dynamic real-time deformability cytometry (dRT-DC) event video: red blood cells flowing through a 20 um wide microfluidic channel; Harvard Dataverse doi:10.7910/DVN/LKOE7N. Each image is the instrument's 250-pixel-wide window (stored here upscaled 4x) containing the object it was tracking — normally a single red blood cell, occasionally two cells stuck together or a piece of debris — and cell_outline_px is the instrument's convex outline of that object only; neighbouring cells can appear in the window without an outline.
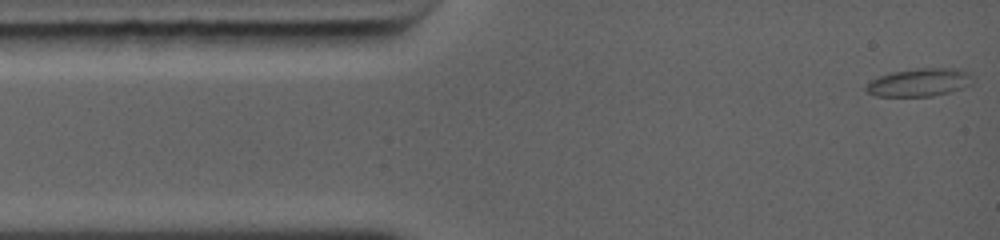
{"species": "common noctule bat (a hibernating species)", "species_latin": "Nyctalus noctula", "temperature_condition": "warm", "stored_images_in_passage": 58, "camera_frame_rate_fps": 5000, "um_per_image_px": 0.085, "animal": {"sex": "female", "body_mass_g": 19.0, "forearm_length_mm": 56.7}, "frame": {"image": 1, "passage_image": 1, "time_ms": 0.0, "image_size_px": [1000, 240], "cell_outline_px": [[968, 72], [956, 88], [948, 92], [932, 96], [876, 96], [868, 92], [868, 84], [872, 80], [888, 72], [916, 68], [956, 68]], "centroid_in_image_um": [77.93, 6.99], "position_along_channel_um": 7.1, "area_um2": 16.24}}
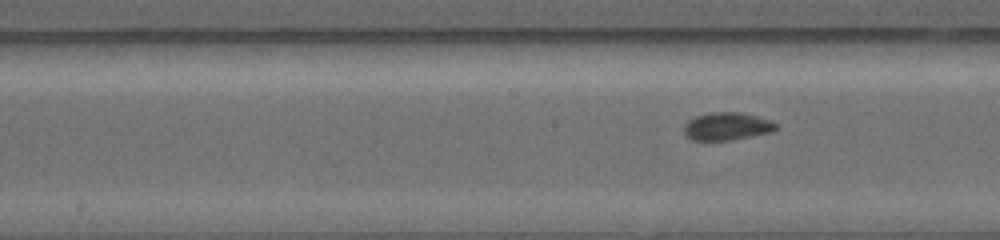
{"frame": {"image": 2, "passage_image": 23, "time_ms": 5.6, "image_size_px": [1000, 240], "cell_outline_px": [[776, 128], [772, 132], [732, 140], [692, 140], [684, 136], [684, 124], [688, 120], [696, 116], [712, 112], [740, 112], [756, 116], [768, 120], [776, 124]], "centroid_in_image_um": [61.74, 10.74], "position_along_channel_um": 186.5, "area_um2": 14.85}}
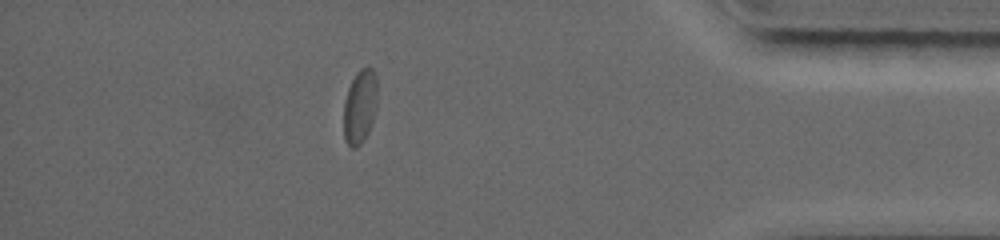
{"frame": {"image": 3, "passage_image": 46, "time_ms": 11.4, "image_size_px": [1000, 240], "cell_outline_px": [[376, 92], [372, 120], [368, 132], [360, 144], [352, 148], [348, 144], [344, 136], [344, 104], [348, 88], [356, 72], [360, 68], [368, 64], [372, 68], [376, 76]], "centroid_in_image_um": [30.57, 8.99], "position_along_channel_um": 404.6, "area_um2": 14.16}, "authors_computed_cell_mechanics": {"area_um2": 14.5078, "velocity_mm_per_s": 4.4487, "shape_relaxation_time_tau1_ms": 2.6484, "shape_relaxation_time_tau2_ms": null, "deformation_change_tau1": 0.1031, "deformation_change_tau2": null}}